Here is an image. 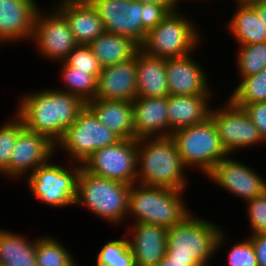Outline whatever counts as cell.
Returning a JSON list of instances; mask_svg holds the SVG:
<instances>
[{"label":"cell","instance_id":"cell-16","mask_svg":"<svg viewBox=\"0 0 266 266\" xmlns=\"http://www.w3.org/2000/svg\"><path fill=\"white\" fill-rule=\"evenodd\" d=\"M35 0H0V44L30 42L40 4ZM0 45V46H1Z\"/></svg>","mask_w":266,"mask_h":266},{"label":"cell","instance_id":"cell-7","mask_svg":"<svg viewBox=\"0 0 266 266\" xmlns=\"http://www.w3.org/2000/svg\"><path fill=\"white\" fill-rule=\"evenodd\" d=\"M183 165L206 176L229 154L223 147L213 120L181 128L171 134Z\"/></svg>","mask_w":266,"mask_h":266},{"label":"cell","instance_id":"cell-33","mask_svg":"<svg viewBox=\"0 0 266 266\" xmlns=\"http://www.w3.org/2000/svg\"><path fill=\"white\" fill-rule=\"evenodd\" d=\"M13 115L0 126V168L3 171L10 165L13 147L25 127L23 120L16 113Z\"/></svg>","mask_w":266,"mask_h":266},{"label":"cell","instance_id":"cell-29","mask_svg":"<svg viewBox=\"0 0 266 266\" xmlns=\"http://www.w3.org/2000/svg\"><path fill=\"white\" fill-rule=\"evenodd\" d=\"M36 238V264L37 266H78L75 257L55 236Z\"/></svg>","mask_w":266,"mask_h":266},{"label":"cell","instance_id":"cell-43","mask_svg":"<svg viewBox=\"0 0 266 266\" xmlns=\"http://www.w3.org/2000/svg\"><path fill=\"white\" fill-rule=\"evenodd\" d=\"M245 3H266V0H239Z\"/></svg>","mask_w":266,"mask_h":266},{"label":"cell","instance_id":"cell-37","mask_svg":"<svg viewBox=\"0 0 266 266\" xmlns=\"http://www.w3.org/2000/svg\"><path fill=\"white\" fill-rule=\"evenodd\" d=\"M169 13L170 11L163 5L144 3L143 42L147 32L155 28Z\"/></svg>","mask_w":266,"mask_h":266},{"label":"cell","instance_id":"cell-4","mask_svg":"<svg viewBox=\"0 0 266 266\" xmlns=\"http://www.w3.org/2000/svg\"><path fill=\"white\" fill-rule=\"evenodd\" d=\"M183 193L171 188L135 183L129 193L127 218L132 217L134 223L169 229L191 213L185 198H182Z\"/></svg>","mask_w":266,"mask_h":266},{"label":"cell","instance_id":"cell-32","mask_svg":"<svg viewBox=\"0 0 266 266\" xmlns=\"http://www.w3.org/2000/svg\"><path fill=\"white\" fill-rule=\"evenodd\" d=\"M236 57L239 80L259 73L266 68V42L238 46Z\"/></svg>","mask_w":266,"mask_h":266},{"label":"cell","instance_id":"cell-34","mask_svg":"<svg viewBox=\"0 0 266 266\" xmlns=\"http://www.w3.org/2000/svg\"><path fill=\"white\" fill-rule=\"evenodd\" d=\"M68 66L77 70L87 71L97 79L102 70V66L93 54L89 45L78 44L64 61Z\"/></svg>","mask_w":266,"mask_h":266},{"label":"cell","instance_id":"cell-15","mask_svg":"<svg viewBox=\"0 0 266 266\" xmlns=\"http://www.w3.org/2000/svg\"><path fill=\"white\" fill-rule=\"evenodd\" d=\"M96 9L105 31L143 44L144 3L137 0H88Z\"/></svg>","mask_w":266,"mask_h":266},{"label":"cell","instance_id":"cell-23","mask_svg":"<svg viewBox=\"0 0 266 266\" xmlns=\"http://www.w3.org/2000/svg\"><path fill=\"white\" fill-rule=\"evenodd\" d=\"M136 82L137 97L168 96L166 58L152 57L139 50L136 53Z\"/></svg>","mask_w":266,"mask_h":266},{"label":"cell","instance_id":"cell-11","mask_svg":"<svg viewBox=\"0 0 266 266\" xmlns=\"http://www.w3.org/2000/svg\"><path fill=\"white\" fill-rule=\"evenodd\" d=\"M41 7L36 14L31 40L44 59L64 62L78 45L66 18L53 5L45 11Z\"/></svg>","mask_w":266,"mask_h":266},{"label":"cell","instance_id":"cell-12","mask_svg":"<svg viewBox=\"0 0 266 266\" xmlns=\"http://www.w3.org/2000/svg\"><path fill=\"white\" fill-rule=\"evenodd\" d=\"M137 150V139H121L96 150L82 168L90 174L133 185L137 183Z\"/></svg>","mask_w":266,"mask_h":266},{"label":"cell","instance_id":"cell-1","mask_svg":"<svg viewBox=\"0 0 266 266\" xmlns=\"http://www.w3.org/2000/svg\"><path fill=\"white\" fill-rule=\"evenodd\" d=\"M19 100L15 113L23 120L24 126L48 136L55 144L86 106L78 96L57 88L29 91L19 96Z\"/></svg>","mask_w":266,"mask_h":266},{"label":"cell","instance_id":"cell-35","mask_svg":"<svg viewBox=\"0 0 266 266\" xmlns=\"http://www.w3.org/2000/svg\"><path fill=\"white\" fill-rule=\"evenodd\" d=\"M250 235L266 234V191L246 203Z\"/></svg>","mask_w":266,"mask_h":266},{"label":"cell","instance_id":"cell-40","mask_svg":"<svg viewBox=\"0 0 266 266\" xmlns=\"http://www.w3.org/2000/svg\"><path fill=\"white\" fill-rule=\"evenodd\" d=\"M157 266H201L197 261H180L172 260L168 255H165Z\"/></svg>","mask_w":266,"mask_h":266},{"label":"cell","instance_id":"cell-13","mask_svg":"<svg viewBox=\"0 0 266 266\" xmlns=\"http://www.w3.org/2000/svg\"><path fill=\"white\" fill-rule=\"evenodd\" d=\"M56 144L43 134L24 127L16 140L10 165L3 171L9 180L27 178L37 167L55 158Z\"/></svg>","mask_w":266,"mask_h":266},{"label":"cell","instance_id":"cell-10","mask_svg":"<svg viewBox=\"0 0 266 266\" xmlns=\"http://www.w3.org/2000/svg\"><path fill=\"white\" fill-rule=\"evenodd\" d=\"M210 118L213 120L221 143L229 155L235 151L249 149L266 143L257 126L249 118L245 110L237 106L230 98L211 108Z\"/></svg>","mask_w":266,"mask_h":266},{"label":"cell","instance_id":"cell-14","mask_svg":"<svg viewBox=\"0 0 266 266\" xmlns=\"http://www.w3.org/2000/svg\"><path fill=\"white\" fill-rule=\"evenodd\" d=\"M230 156L223 158L205 177L244 203L263 194L266 191L265 178L254 168Z\"/></svg>","mask_w":266,"mask_h":266},{"label":"cell","instance_id":"cell-42","mask_svg":"<svg viewBox=\"0 0 266 266\" xmlns=\"http://www.w3.org/2000/svg\"><path fill=\"white\" fill-rule=\"evenodd\" d=\"M255 11L266 28V3H248Z\"/></svg>","mask_w":266,"mask_h":266},{"label":"cell","instance_id":"cell-45","mask_svg":"<svg viewBox=\"0 0 266 266\" xmlns=\"http://www.w3.org/2000/svg\"><path fill=\"white\" fill-rule=\"evenodd\" d=\"M183 0H181V2H182ZM186 1V0H185ZM189 2H190V0H188ZM193 1H198V0H192L191 2H193ZM200 2H201V0H199ZM203 1V0H202ZM205 1V0H204ZM207 1V0H206ZM213 1V0H212Z\"/></svg>","mask_w":266,"mask_h":266},{"label":"cell","instance_id":"cell-25","mask_svg":"<svg viewBox=\"0 0 266 266\" xmlns=\"http://www.w3.org/2000/svg\"><path fill=\"white\" fill-rule=\"evenodd\" d=\"M236 9L227 23V30L237 41V45L266 42V28L256 11L243 1L234 0Z\"/></svg>","mask_w":266,"mask_h":266},{"label":"cell","instance_id":"cell-18","mask_svg":"<svg viewBox=\"0 0 266 266\" xmlns=\"http://www.w3.org/2000/svg\"><path fill=\"white\" fill-rule=\"evenodd\" d=\"M136 97V55L124 62L102 67L95 98L132 102Z\"/></svg>","mask_w":266,"mask_h":266},{"label":"cell","instance_id":"cell-19","mask_svg":"<svg viewBox=\"0 0 266 266\" xmlns=\"http://www.w3.org/2000/svg\"><path fill=\"white\" fill-rule=\"evenodd\" d=\"M132 224L125 234L129 235L136 266H157L166 255L168 229L146 223Z\"/></svg>","mask_w":266,"mask_h":266},{"label":"cell","instance_id":"cell-6","mask_svg":"<svg viewBox=\"0 0 266 266\" xmlns=\"http://www.w3.org/2000/svg\"><path fill=\"white\" fill-rule=\"evenodd\" d=\"M183 11L170 12L155 28L147 32L140 46L145 54L159 58L183 57L199 49L200 25ZM201 34V35H200Z\"/></svg>","mask_w":266,"mask_h":266},{"label":"cell","instance_id":"cell-44","mask_svg":"<svg viewBox=\"0 0 266 266\" xmlns=\"http://www.w3.org/2000/svg\"><path fill=\"white\" fill-rule=\"evenodd\" d=\"M0 175L4 178L5 177V175H4V173H3V170L0 168ZM0 176V177H1Z\"/></svg>","mask_w":266,"mask_h":266},{"label":"cell","instance_id":"cell-26","mask_svg":"<svg viewBox=\"0 0 266 266\" xmlns=\"http://www.w3.org/2000/svg\"><path fill=\"white\" fill-rule=\"evenodd\" d=\"M102 67L133 58L140 46L129 37L105 31L89 44Z\"/></svg>","mask_w":266,"mask_h":266},{"label":"cell","instance_id":"cell-41","mask_svg":"<svg viewBox=\"0 0 266 266\" xmlns=\"http://www.w3.org/2000/svg\"><path fill=\"white\" fill-rule=\"evenodd\" d=\"M142 3H152L165 6L170 12L180 10L181 0H137Z\"/></svg>","mask_w":266,"mask_h":266},{"label":"cell","instance_id":"cell-5","mask_svg":"<svg viewBox=\"0 0 266 266\" xmlns=\"http://www.w3.org/2000/svg\"><path fill=\"white\" fill-rule=\"evenodd\" d=\"M130 189L129 184L96 176L81 168L74 205L88 209L110 224H124L128 215Z\"/></svg>","mask_w":266,"mask_h":266},{"label":"cell","instance_id":"cell-17","mask_svg":"<svg viewBox=\"0 0 266 266\" xmlns=\"http://www.w3.org/2000/svg\"><path fill=\"white\" fill-rule=\"evenodd\" d=\"M193 53L183 57L166 58L169 95L213 94L208 73Z\"/></svg>","mask_w":266,"mask_h":266},{"label":"cell","instance_id":"cell-28","mask_svg":"<svg viewBox=\"0 0 266 266\" xmlns=\"http://www.w3.org/2000/svg\"><path fill=\"white\" fill-rule=\"evenodd\" d=\"M61 67L60 77L62 87L58 90L73 94L81 98L85 103L95 99L97 92V78L87 71L77 70L68 66L65 62L59 63ZM65 84V85H64Z\"/></svg>","mask_w":266,"mask_h":266},{"label":"cell","instance_id":"cell-36","mask_svg":"<svg viewBox=\"0 0 266 266\" xmlns=\"http://www.w3.org/2000/svg\"><path fill=\"white\" fill-rule=\"evenodd\" d=\"M245 239L230 246L227 252V266H258L253 244L249 238Z\"/></svg>","mask_w":266,"mask_h":266},{"label":"cell","instance_id":"cell-3","mask_svg":"<svg viewBox=\"0 0 266 266\" xmlns=\"http://www.w3.org/2000/svg\"><path fill=\"white\" fill-rule=\"evenodd\" d=\"M186 170L171 136L138 139V184L185 191Z\"/></svg>","mask_w":266,"mask_h":266},{"label":"cell","instance_id":"cell-2","mask_svg":"<svg viewBox=\"0 0 266 266\" xmlns=\"http://www.w3.org/2000/svg\"><path fill=\"white\" fill-rule=\"evenodd\" d=\"M222 226L208 219L187 215L181 222L168 229L167 251L172 260L197 261L201 266H210L227 240Z\"/></svg>","mask_w":266,"mask_h":266},{"label":"cell","instance_id":"cell-24","mask_svg":"<svg viewBox=\"0 0 266 266\" xmlns=\"http://www.w3.org/2000/svg\"><path fill=\"white\" fill-rule=\"evenodd\" d=\"M86 105L99 122L121 139H137L134 130L133 106L130 101L93 99Z\"/></svg>","mask_w":266,"mask_h":266},{"label":"cell","instance_id":"cell-27","mask_svg":"<svg viewBox=\"0 0 266 266\" xmlns=\"http://www.w3.org/2000/svg\"><path fill=\"white\" fill-rule=\"evenodd\" d=\"M0 228V266H37L36 239Z\"/></svg>","mask_w":266,"mask_h":266},{"label":"cell","instance_id":"cell-39","mask_svg":"<svg viewBox=\"0 0 266 266\" xmlns=\"http://www.w3.org/2000/svg\"><path fill=\"white\" fill-rule=\"evenodd\" d=\"M248 238L253 244L258 266H266V234H254Z\"/></svg>","mask_w":266,"mask_h":266},{"label":"cell","instance_id":"cell-9","mask_svg":"<svg viewBox=\"0 0 266 266\" xmlns=\"http://www.w3.org/2000/svg\"><path fill=\"white\" fill-rule=\"evenodd\" d=\"M121 138L101 124L86 105L75 122L56 143V152H64L69 162L82 165L96 150L112 146Z\"/></svg>","mask_w":266,"mask_h":266},{"label":"cell","instance_id":"cell-20","mask_svg":"<svg viewBox=\"0 0 266 266\" xmlns=\"http://www.w3.org/2000/svg\"><path fill=\"white\" fill-rule=\"evenodd\" d=\"M53 6L68 21L78 44L89 45L105 32L98 12L88 0H58Z\"/></svg>","mask_w":266,"mask_h":266},{"label":"cell","instance_id":"cell-30","mask_svg":"<svg viewBox=\"0 0 266 266\" xmlns=\"http://www.w3.org/2000/svg\"><path fill=\"white\" fill-rule=\"evenodd\" d=\"M229 98L240 107L266 101V68L259 73L243 77Z\"/></svg>","mask_w":266,"mask_h":266},{"label":"cell","instance_id":"cell-8","mask_svg":"<svg viewBox=\"0 0 266 266\" xmlns=\"http://www.w3.org/2000/svg\"><path fill=\"white\" fill-rule=\"evenodd\" d=\"M51 159L37 167L25 180L31 196L46 206L66 208L75 206L77 181L82 165L67 161L58 165ZM66 166V167H65Z\"/></svg>","mask_w":266,"mask_h":266},{"label":"cell","instance_id":"cell-31","mask_svg":"<svg viewBox=\"0 0 266 266\" xmlns=\"http://www.w3.org/2000/svg\"><path fill=\"white\" fill-rule=\"evenodd\" d=\"M95 266H136L127 235L104 243L97 253Z\"/></svg>","mask_w":266,"mask_h":266},{"label":"cell","instance_id":"cell-21","mask_svg":"<svg viewBox=\"0 0 266 266\" xmlns=\"http://www.w3.org/2000/svg\"><path fill=\"white\" fill-rule=\"evenodd\" d=\"M131 103L137 140L169 137L167 96L156 98L136 97Z\"/></svg>","mask_w":266,"mask_h":266},{"label":"cell","instance_id":"cell-22","mask_svg":"<svg viewBox=\"0 0 266 266\" xmlns=\"http://www.w3.org/2000/svg\"><path fill=\"white\" fill-rule=\"evenodd\" d=\"M212 94L168 95L169 136L181 128L202 123L210 117Z\"/></svg>","mask_w":266,"mask_h":266},{"label":"cell","instance_id":"cell-38","mask_svg":"<svg viewBox=\"0 0 266 266\" xmlns=\"http://www.w3.org/2000/svg\"><path fill=\"white\" fill-rule=\"evenodd\" d=\"M243 109L266 140V101L246 105Z\"/></svg>","mask_w":266,"mask_h":266}]
</instances>
